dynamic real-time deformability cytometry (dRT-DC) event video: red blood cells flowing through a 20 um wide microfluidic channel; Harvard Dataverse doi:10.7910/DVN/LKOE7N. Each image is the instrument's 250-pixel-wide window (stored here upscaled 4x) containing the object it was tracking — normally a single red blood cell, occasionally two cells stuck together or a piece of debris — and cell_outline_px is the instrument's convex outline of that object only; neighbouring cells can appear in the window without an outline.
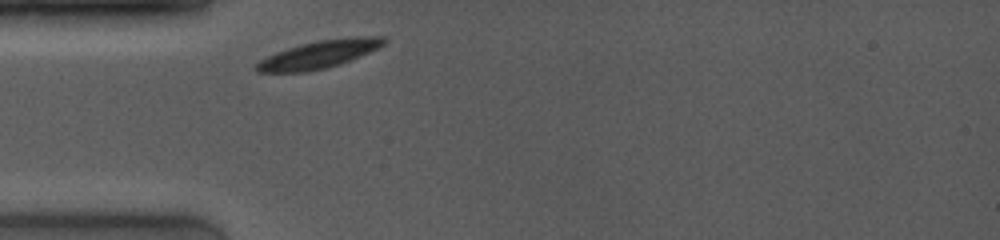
{"species": "common noctule bat (a hibernating species)", "species_latin": "Nyctalus noctula", "temperature_condition": "room temperature", "stored_images_in_passage": 1, "camera_frame_rate_fps": 4000, "um_per_image_px": 0.085, "animal": {"sex": "female", "body_mass_g": 19.0, "forearm_length_mm": 53.3}, "frame": {"image": 1, "passage_image": 1, "time_ms": 0.0, "image_size_px": [1000, 240], "cell_outline_px": [[388, 40], [384, 44], [368, 52], [340, 64], [308, 72], [256, 72], [256, 64], [260, 60], [276, 52], [288, 48], [316, 40], [356, 36], [384, 36]], "centroid_in_image_um": [27.13, 4.61], "position_along_channel_um": 57.9, "area_um2": 20.4}}